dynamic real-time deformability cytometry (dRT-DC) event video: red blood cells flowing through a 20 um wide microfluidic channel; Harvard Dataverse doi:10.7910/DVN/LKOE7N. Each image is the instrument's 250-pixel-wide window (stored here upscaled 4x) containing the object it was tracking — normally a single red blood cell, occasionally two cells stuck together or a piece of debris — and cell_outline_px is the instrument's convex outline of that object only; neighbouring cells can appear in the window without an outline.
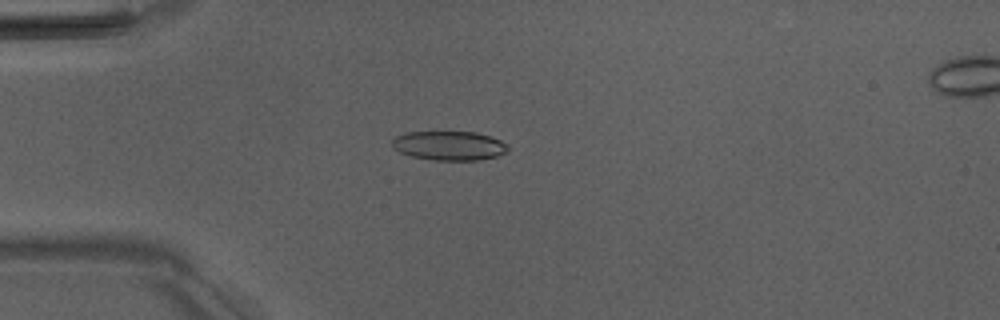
{"species": "Egyptian fruit bat (a non-hibernating species)", "species_latin": "Rousettus aegyptiacus", "temperature_condition": "room temperature", "stored_images_in_passage": 51, "camera_frame_rate_fps": 3000, "um_per_image_px": 0.085, "animal": {"sex": "male"}, "frame": {"image": 1, "passage_image": 14, "time_ms": 4.333, "image_size_px": [1000, 320], "cell_outline_px": [[508, 152], [496, 156], [480, 160], [432, 160], [412, 156], [400, 152], [392, 148], [392, 140], [396, 136], [408, 132], [476, 132], [500, 140], [508, 144]], "centroid_in_image_um": [38.18, 12.38], "position_along_channel_um": 46.8, "area_um2": 19.71}}
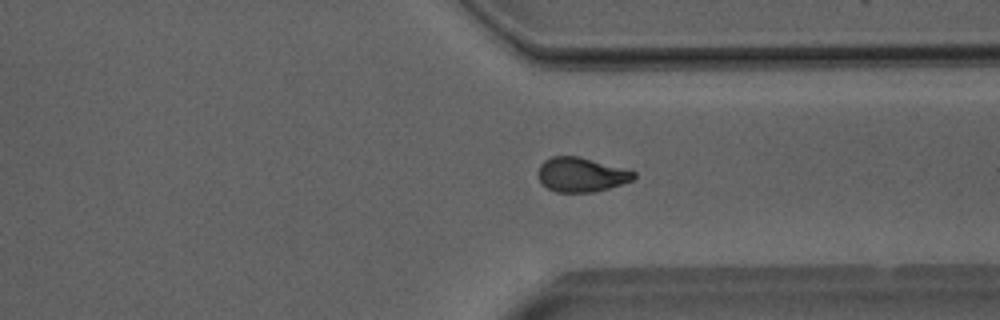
{"frame": {"image": 2, "passage_image": 39, "time_ms": 12.667, "image_size_px": [1000, 320], "cell_outline_px": [[636, 176], [632, 180], [596, 192], [556, 192], [548, 188], [540, 180], [536, 172], [540, 164], [544, 160], [552, 156], [580, 156], [636, 172]], "centroid_in_image_um": [49.37, 14.84], "position_along_channel_um": 362.0, "area_um2": 19.13}}
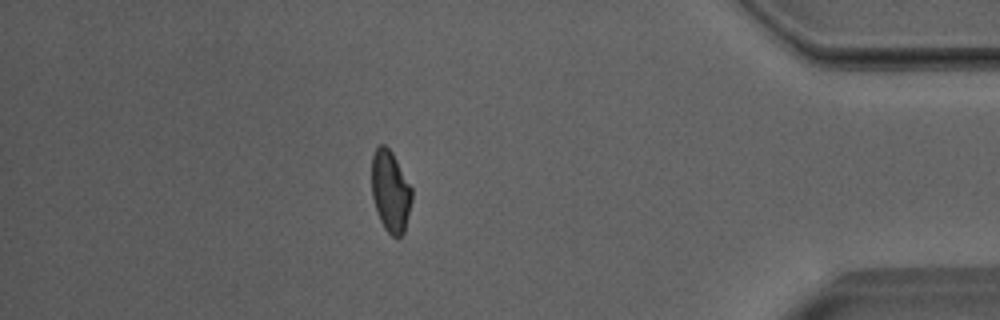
{"frame": {"image": 3, "passage_image": 45, "time_ms": 14.667, "image_size_px": [1000, 320], "cell_outline_px": [[412, 200], [404, 232], [400, 236], [392, 236], [384, 228], [380, 220], [372, 196], [372, 156], [376, 148], [380, 144], [384, 144], [392, 152], [412, 188]], "centroid_in_image_um": [33.19, 16.25], "position_along_channel_um": 402.0, "area_um2": 18.9}, "authors_computed_cell_mechanics": {"area_um2": 19.7098, "velocity_mm_per_s": 4.0146, "shape_relaxation_time_tau1_ms": 5.2228, "shape_relaxation_time_tau2_ms": 1.633, "deformation_change_tau1": 0.1554, "deformation_change_tau2": 0.0717}}